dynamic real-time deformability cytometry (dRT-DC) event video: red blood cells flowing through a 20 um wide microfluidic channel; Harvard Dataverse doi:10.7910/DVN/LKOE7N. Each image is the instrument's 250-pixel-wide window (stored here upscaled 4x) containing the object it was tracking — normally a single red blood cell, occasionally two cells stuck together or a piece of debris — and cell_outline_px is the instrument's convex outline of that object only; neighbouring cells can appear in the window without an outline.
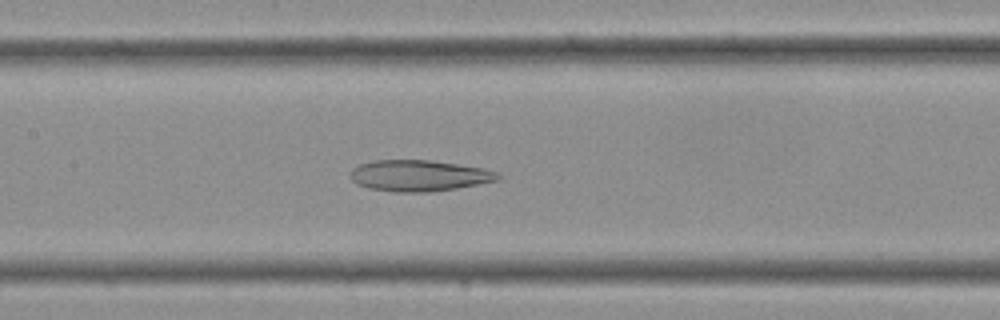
{"species": "Egyptian fruit bat (a non-hibernating species)", "species_latin": "Rousettus aegyptiacus", "temperature_condition": "cold", "stored_images_in_passage": 30, "camera_frame_rate_fps": 3000, "um_per_image_px": 0.085, "frame": {"image": 1, "passage_image": 14, "time_ms": 4.333, "image_size_px": [1000, 320], "cell_outline_px": [[504, 176], [500, 180], [456, 188], [432, 192], [392, 192], [368, 188], [356, 184], [348, 176], [348, 172], [352, 168], [360, 164], [372, 160], [428, 160], [484, 168], [496, 172]], "centroid_in_image_um": [35.58, 14.93], "position_along_channel_um": 171.8, "area_um2": 27.11}}
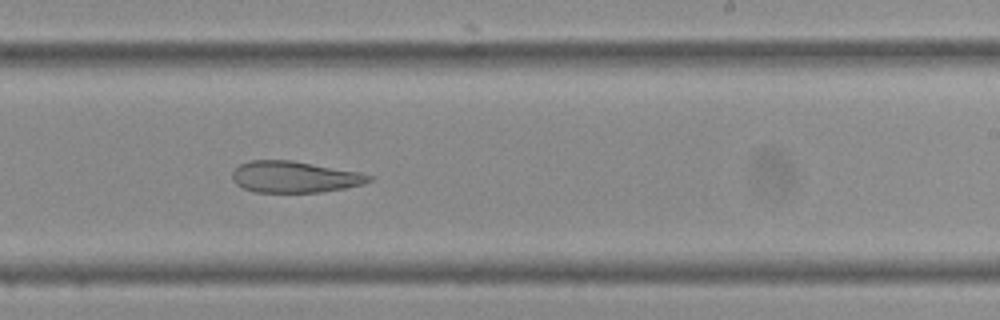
{"frame": {"image": 2, "passage_image": 19, "time_ms": 6.0, "image_size_px": [1000, 320], "cell_outline_px": [[376, 176], [372, 180], [364, 184], [344, 188], [320, 192], [256, 192], [244, 188], [236, 184], [232, 180], [232, 172], [240, 164], [248, 160], [292, 160], [360, 172]], "centroid_in_image_um": [25.06, 15.03], "position_along_channel_um": 263.9, "area_um2": 25.14}}
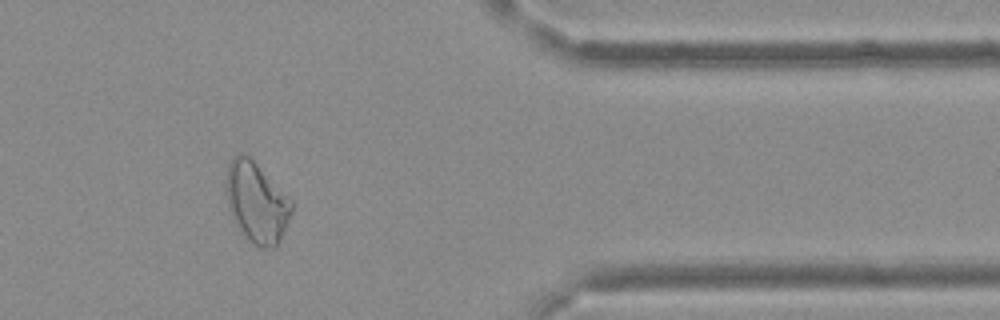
{"frame": {"image": 3, "passage_image": 27, "time_ms": 8.667, "image_size_px": [1000, 320], "cell_outline_px": [[292, 212], [276, 248], [256, 248], [240, 232], [228, 208], [228, 164], [232, 156], [240, 152], [244, 152], [292, 200]], "centroid_in_image_um": [21.82, 17.24], "position_along_channel_um": 389.6, "area_um2": 30.29}}